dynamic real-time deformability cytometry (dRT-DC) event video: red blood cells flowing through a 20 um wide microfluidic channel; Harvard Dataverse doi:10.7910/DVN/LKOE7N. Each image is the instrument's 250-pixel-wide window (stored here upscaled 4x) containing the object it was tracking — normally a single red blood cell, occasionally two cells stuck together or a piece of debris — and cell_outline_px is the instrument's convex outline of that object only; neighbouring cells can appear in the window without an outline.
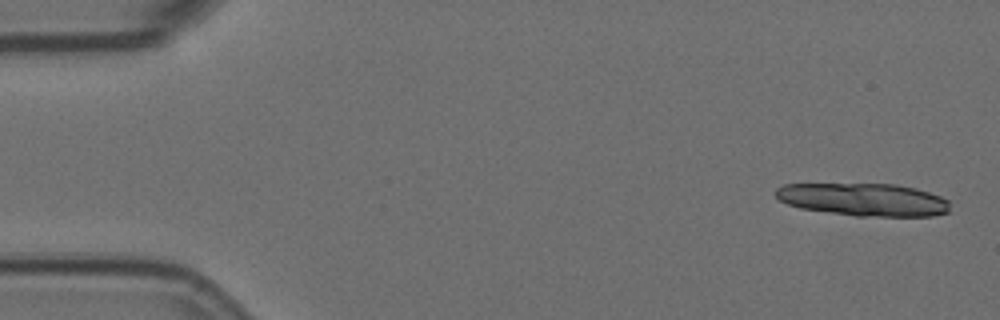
{"species": "Egyptian fruit bat (a non-hibernating species)", "species_latin": "Rousettus aegyptiacus", "temperature_condition": "room temperature", "stored_images_in_passage": 4, "camera_frame_rate_fps": 3000, "um_per_image_px": 0.085, "animal": {"sex": "female"}, "frame": {"image": 1, "passage_image": 1, "time_ms": 0.0, "image_size_px": [1000, 320], "cell_outline_px": [[948, 212], [932, 216], [856, 216], [800, 208], [788, 204], [780, 200], [776, 196], [776, 188], [784, 184], [896, 184], [916, 188], [940, 196], [948, 200]], "centroid_in_image_um": [73.41, 16.96], "position_along_channel_um": 11.6, "area_um2": 33.12}}